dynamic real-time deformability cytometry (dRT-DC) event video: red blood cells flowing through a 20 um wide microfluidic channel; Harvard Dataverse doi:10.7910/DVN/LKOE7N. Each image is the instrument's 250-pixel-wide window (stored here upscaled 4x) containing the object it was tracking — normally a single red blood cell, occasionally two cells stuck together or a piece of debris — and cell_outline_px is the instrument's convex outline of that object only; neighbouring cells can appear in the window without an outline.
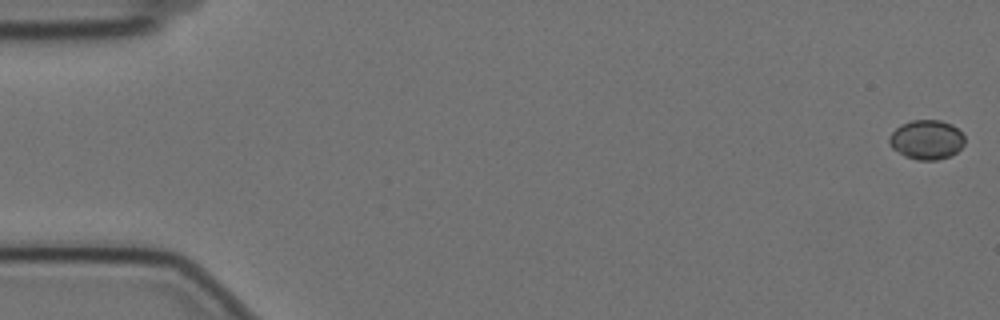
{"species": "Egyptian fruit bat (a non-hibernating species)", "species_latin": "Rousettus aegyptiacus", "temperature_condition": "cold", "stored_images_in_passage": 55, "camera_frame_rate_fps": 3000, "um_per_image_px": 0.085, "animal": {"sex": "female"}, "frame": {"image": 1, "passage_image": 1, "time_ms": 0.0, "image_size_px": [1000, 320], "cell_outline_px": [[964, 144], [952, 156], [936, 160], [916, 160], [904, 156], [892, 148], [888, 140], [888, 136], [900, 124], [912, 120], [940, 120], [952, 124], [964, 136]], "centroid_in_image_um": [78.74, 11.88], "position_along_channel_um": 6.3, "area_um2": 17.46}}
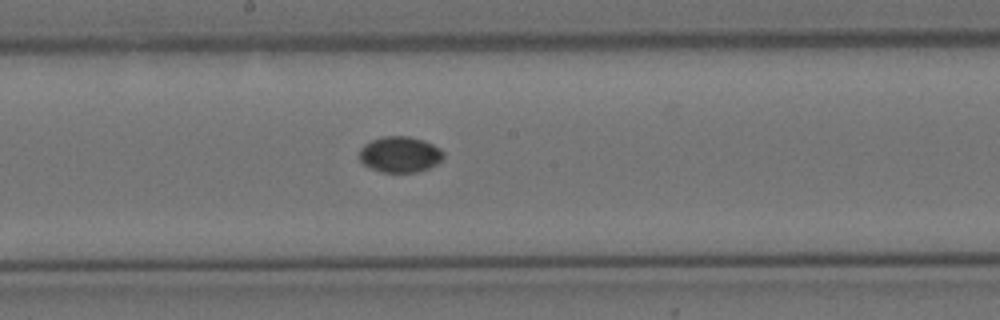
{"frame": {"image": 2, "passage_image": 31, "time_ms": 10.0, "image_size_px": [1000, 320], "cell_outline_px": [[444, 156], [436, 164], [428, 168], [416, 172], [380, 172], [364, 164], [360, 160], [360, 148], [364, 144], [380, 136], [408, 136], [424, 140], [440, 148], [444, 152]], "centroid_in_image_um": [33.99, 13.11], "position_along_channel_um": 214.2, "area_um2": 17.57}}
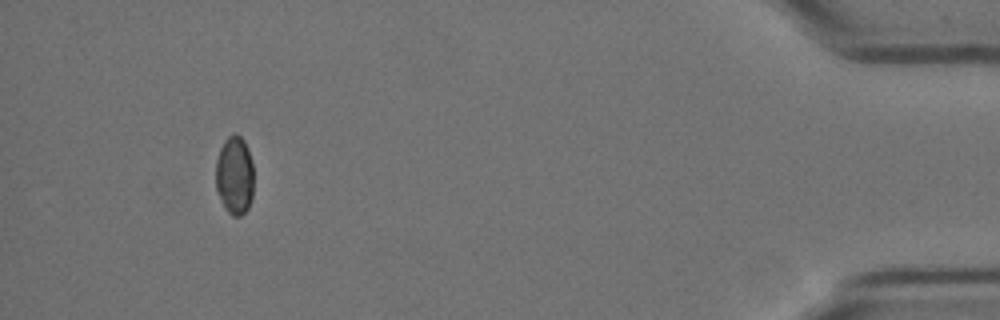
{"frame": {"image": 3, "passage_image": 54, "time_ms": 17.667, "image_size_px": [1000, 320], "cell_outline_px": [[252, 200], [248, 208], [240, 216], [232, 216], [224, 208], [216, 188], [216, 160], [220, 148], [224, 140], [232, 132], [236, 132], [244, 140], [248, 148], [252, 160]], "centroid_in_image_um": [19.93, 14.88], "position_along_channel_um": 415.3, "area_um2": 17.57}}